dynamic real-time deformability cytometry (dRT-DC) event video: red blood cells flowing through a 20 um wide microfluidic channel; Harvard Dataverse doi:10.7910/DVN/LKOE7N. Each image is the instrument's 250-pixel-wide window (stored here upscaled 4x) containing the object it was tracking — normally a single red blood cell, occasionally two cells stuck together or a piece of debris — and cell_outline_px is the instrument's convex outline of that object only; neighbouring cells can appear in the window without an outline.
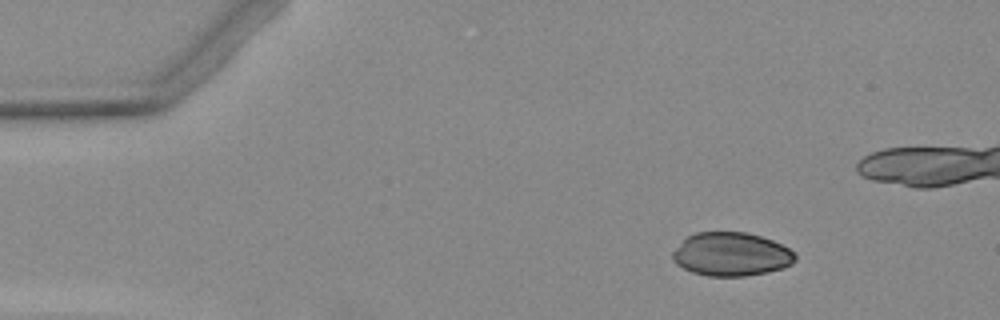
{"species": "Egyptian fruit bat (a non-hibernating species)", "species_latin": "Rousettus aegyptiacus", "temperature_condition": "warm", "stored_images_in_passage": 5, "camera_frame_rate_fps": 3000, "um_per_image_px": 0.085, "animal": {"sex": "female"}, "frame": {"image": 1, "passage_image": 2, "time_ms": 1.333, "image_size_px": [1000, 320], "cell_outline_px": [[796, 260], [792, 264], [784, 268], [768, 272], [744, 276], [708, 276], [692, 272], [676, 264], [672, 256], [672, 252], [688, 236], [696, 232], [748, 232], [772, 240], [796, 252]], "centroid_in_image_um": [62.19, 21.61], "position_along_channel_um": 22.8, "area_um2": 31.15}}